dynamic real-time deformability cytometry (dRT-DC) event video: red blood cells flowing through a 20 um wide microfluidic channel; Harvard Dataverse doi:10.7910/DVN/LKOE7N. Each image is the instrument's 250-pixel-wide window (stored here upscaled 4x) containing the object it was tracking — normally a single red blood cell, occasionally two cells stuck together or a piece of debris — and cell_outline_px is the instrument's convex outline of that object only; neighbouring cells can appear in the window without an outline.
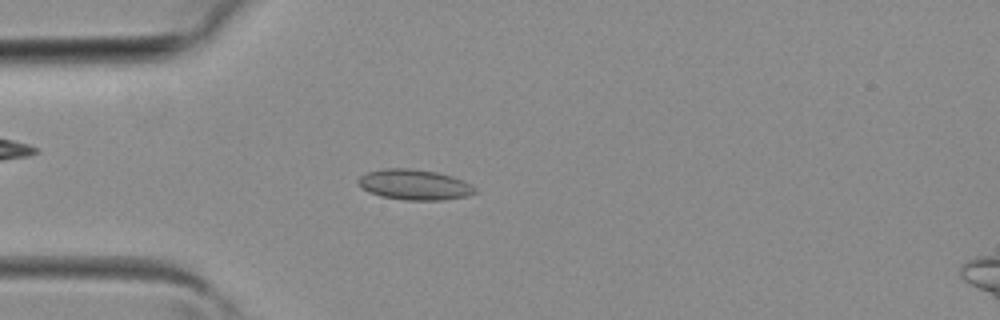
{"species": "common noctule bat (a hibernating species)", "species_latin": "Nyctalus noctula", "temperature_condition": "room temperature", "stored_images_in_passage": 39, "camera_frame_rate_fps": 3000, "um_per_image_px": 0.085, "animal": {"sex": "female", "body_mass_g": 19.3, "forearm_length_mm": 54.1}, "frame": {"image": 1, "passage_image": 10, "time_ms": 3.0, "image_size_px": [1000, 320], "cell_outline_px": [[476, 192], [468, 196], [444, 200], [404, 200], [380, 196], [368, 192], [356, 180], [360, 176], [368, 172], [384, 168], [408, 168], [436, 172], [452, 176], [464, 180], [472, 184], [476, 188]], "centroid_in_image_um": [35.26, 15.7], "position_along_channel_um": 49.7, "area_um2": 20.81}}
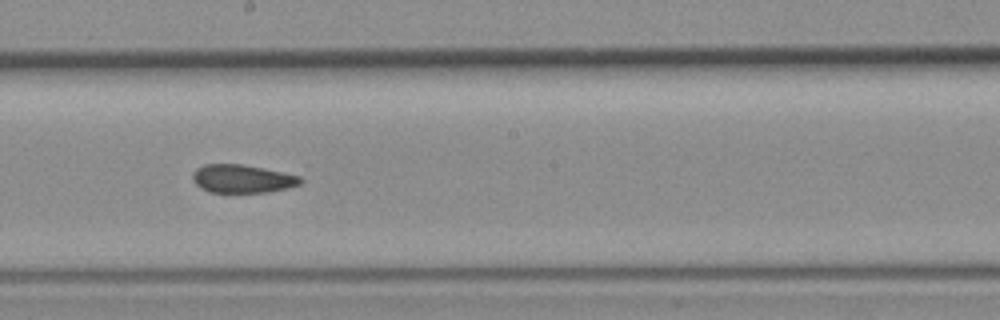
{"frame": {"image": 2, "passage_image": 21, "time_ms": 6.667, "image_size_px": [1000, 320], "cell_outline_px": [[304, 180], [300, 184], [284, 188], [264, 192], [208, 192], [200, 188], [192, 180], [192, 172], [196, 168], [204, 164], [240, 164], [300, 176]], "centroid_in_image_um": [20.52, 15.19], "position_along_channel_um": 227.7, "area_um2": 17.51}}
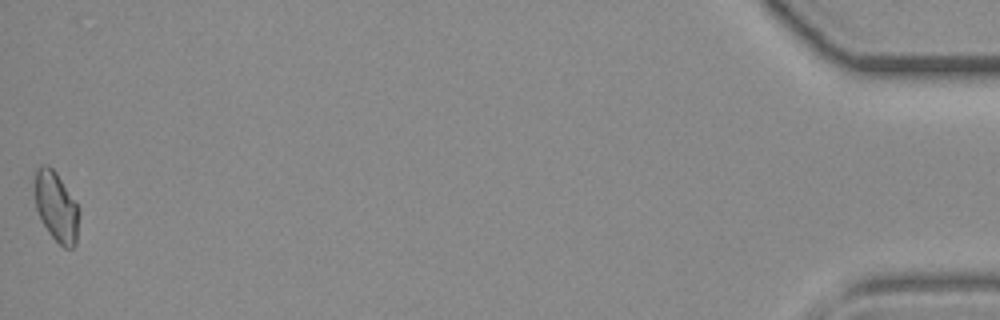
{"frame": {"image": 3, "passage_image": 39, "time_ms": 12.667, "image_size_px": [1000, 320], "cell_outline_px": [[80, 212], [76, 244], [72, 248], [64, 248], [48, 232], [36, 208], [32, 184], [36, 168], [40, 164], [48, 164], [56, 172], [76, 204]], "centroid_in_image_um": [4.74, 17.53], "position_along_channel_um": 430.5, "area_um2": 18.26}}